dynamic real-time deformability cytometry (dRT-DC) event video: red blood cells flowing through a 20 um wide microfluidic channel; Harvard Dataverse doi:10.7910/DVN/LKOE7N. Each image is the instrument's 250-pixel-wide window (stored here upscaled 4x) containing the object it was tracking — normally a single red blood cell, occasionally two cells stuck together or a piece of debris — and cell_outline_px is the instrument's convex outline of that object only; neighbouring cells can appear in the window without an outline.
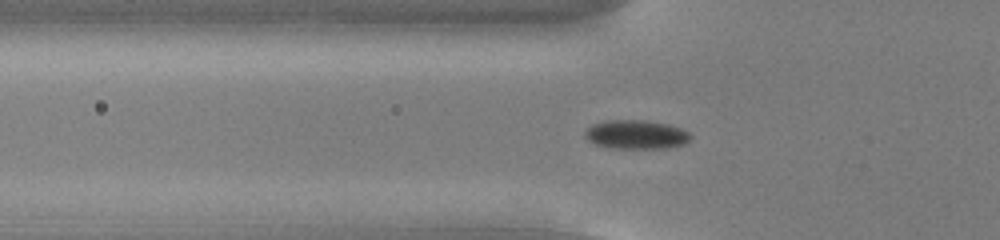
{"species": "common noctule bat (a hibernating species)", "species_latin": "Nyctalus noctula", "temperature_condition": "cold", "stored_images_in_passage": 55, "camera_frame_rate_fps": 3000, "um_per_image_px": 0.085, "animal": {"sex": "male", "body_mass_g": 13.0, "forearm_length_mm": 53.1}, "frame": {"image": 1, "passage_image": 19, "time_ms": 6.0, "image_size_px": [1000, 240], "cell_outline_px": [[692, 136], [684, 144], [668, 148], [616, 148], [596, 144], [588, 140], [584, 136], [584, 132], [592, 124], [608, 120], [644, 120], [668, 124], [680, 128], [688, 132]], "centroid_in_image_um": [54.07, 11.43], "position_along_channel_um": 71.7, "area_um2": 17.69}}
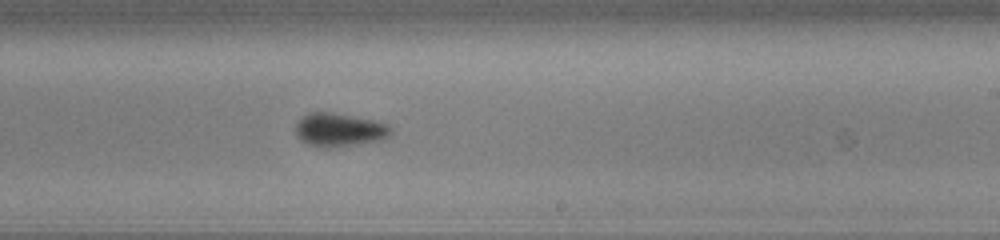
{"frame": {"image": 2, "passage_image": 34, "time_ms": 11.0, "image_size_px": [1000, 240], "cell_outline_px": [[392, 132], [388, 136], [380, 140], [360, 144], [332, 148], [320, 148], [308, 144], [300, 140], [296, 136], [296, 124], [300, 116], [308, 112], [332, 112], [372, 120], [388, 124], [392, 128]], "centroid_in_image_um": [28.8, 11.04], "position_along_channel_um": 260.2, "area_um2": 18.84}}
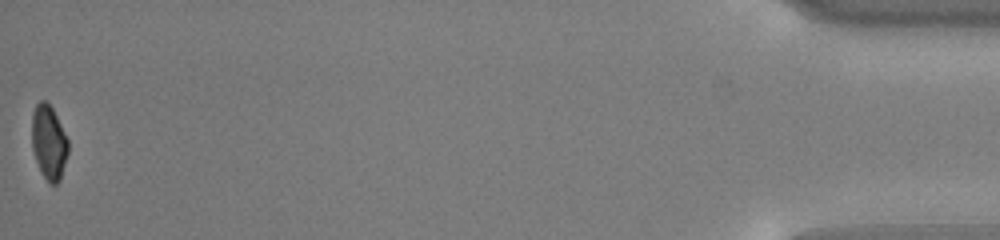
{"frame": {"image": 3, "passage_image": 55, "time_ms": 18.0, "image_size_px": [1000, 240], "cell_outline_px": [[68, 152], [60, 180], [56, 184], [48, 184], [40, 172], [32, 148], [32, 112], [36, 104], [40, 100], [44, 100], [52, 108], [68, 140]], "centroid_in_image_um": [4.14, 12.13], "position_along_channel_um": 431.1, "area_um2": 15.72}, "authors_computed_cell_mechanics": {"area_um2": 17.34, "velocity_mm_per_s": 3.7768, "shape_relaxation_time_tau1_ms": 2.2496, "shape_relaxation_time_tau2_ms": null, "deformation_change_tau1": 0.0772, "deformation_change_tau2": null}}